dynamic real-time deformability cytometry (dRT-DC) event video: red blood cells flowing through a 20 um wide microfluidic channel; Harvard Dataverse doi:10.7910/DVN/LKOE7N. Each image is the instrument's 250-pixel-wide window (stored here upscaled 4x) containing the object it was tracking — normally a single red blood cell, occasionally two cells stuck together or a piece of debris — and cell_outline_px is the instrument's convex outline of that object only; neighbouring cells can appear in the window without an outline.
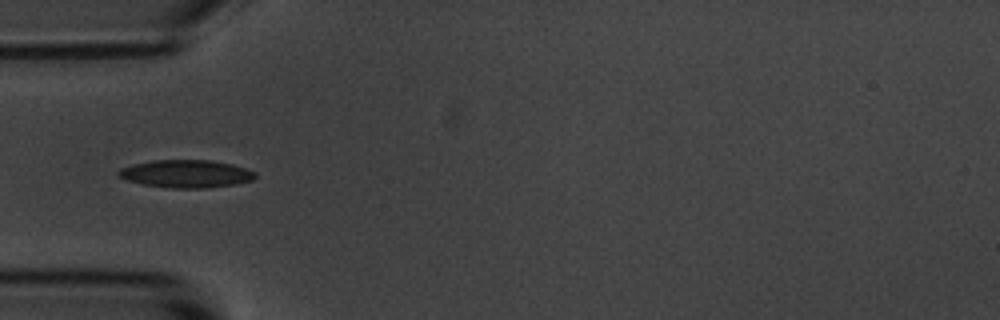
{"species": "common noctule bat (a hibernating species)", "species_latin": "Nyctalus noctula", "temperature_condition": "room temperature", "stored_images_in_passage": 3, "camera_frame_rate_fps": 3000, "um_per_image_px": 0.085, "animal": {"sex": "male", "body_mass_g": 20.1, "forearm_length_mm": 53.5}, "frame": {"image": 1, "passage_image": 2, "time_ms": 1.0, "image_size_px": [1000, 320], "cell_outline_px": [[256, 176], [252, 180], [232, 184], [204, 188], [172, 188], [144, 184], [128, 180], [116, 176], [116, 172], [120, 168], [132, 164], [152, 160], [212, 160], [232, 164], [256, 172]], "centroid_in_image_um": [15.77, 14.76], "position_along_channel_um": 69.2, "area_um2": 22.02}}